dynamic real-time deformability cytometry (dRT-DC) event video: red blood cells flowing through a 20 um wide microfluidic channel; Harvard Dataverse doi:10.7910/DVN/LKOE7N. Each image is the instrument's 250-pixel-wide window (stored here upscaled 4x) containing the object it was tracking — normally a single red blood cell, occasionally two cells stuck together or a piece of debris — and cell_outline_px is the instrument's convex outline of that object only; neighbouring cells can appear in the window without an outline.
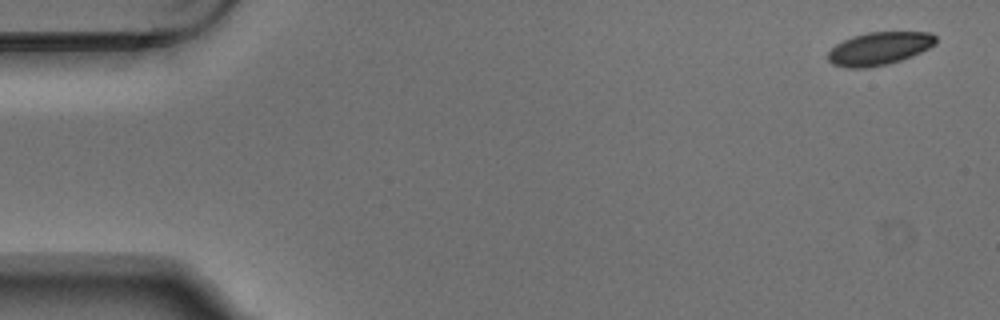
{"species": "Egyptian fruit bat (a non-hibernating species)", "species_latin": "Rousettus aegyptiacus", "temperature_condition": "warm", "stored_images_in_passage": 5, "camera_frame_rate_fps": 3000, "um_per_image_px": 0.085, "animal": {"sex": "male"}, "frame": {"image": 1, "passage_image": 1, "time_ms": 0.0, "image_size_px": [1000, 320], "cell_outline_px": [[936, 44], [912, 56], [888, 64], [868, 68], [844, 68], [832, 64], [828, 60], [828, 52], [836, 44], [852, 36], [868, 32], [932, 32], [936, 36]], "centroid_in_image_um": [74.72, 4.13], "position_along_channel_um": 10.3, "area_um2": 20.81}}
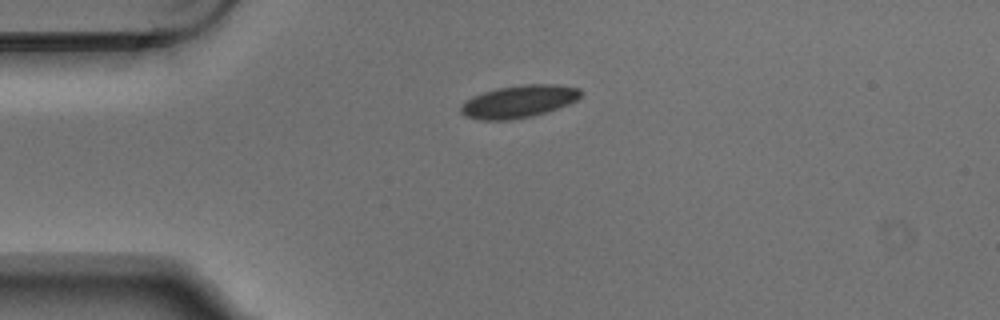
{"frame": {"image": 2, "passage_image": 4, "time_ms": 1.0, "image_size_px": [1000, 320], "cell_outline_px": [[584, 92], [576, 100], [568, 104], [532, 116], [508, 120], [480, 120], [464, 116], [460, 112], [460, 108], [464, 100], [472, 96], [496, 88], [524, 84], [556, 84], [580, 88]], "centroid_in_image_um": [44.07, 8.62], "position_along_channel_um": 40.9, "area_um2": 22.77}}